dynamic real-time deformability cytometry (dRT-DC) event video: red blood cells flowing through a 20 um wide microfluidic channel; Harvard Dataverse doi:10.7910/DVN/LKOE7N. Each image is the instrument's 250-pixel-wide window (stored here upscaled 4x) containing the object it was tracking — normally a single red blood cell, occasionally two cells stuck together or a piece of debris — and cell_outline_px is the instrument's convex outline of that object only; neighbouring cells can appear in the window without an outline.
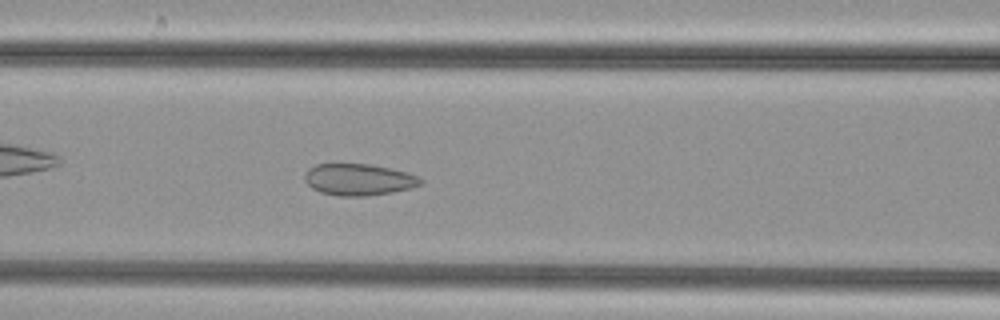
{"species": "common noctule bat (a hibernating species)", "species_latin": "Nyctalus noctula", "temperature_condition": "cold", "stored_images_in_passage": 39, "camera_frame_rate_fps": 3000, "um_per_image_px": 0.085, "animal": {"sex": "female", "body_mass_g": 29.2, "forearm_length_mm": 56.3}, "frame": {"image": 1, "passage_image": 10, "time_ms": 3.0, "image_size_px": [1000, 320], "cell_outline_px": [[424, 184], [412, 188], [392, 192], [368, 196], [340, 196], [320, 192], [312, 188], [304, 180], [304, 176], [308, 168], [316, 164], [368, 164], [388, 168], [404, 172], [416, 176], [424, 180]], "centroid_in_image_um": [30.48, 15.27], "position_along_channel_um": 136.1, "area_um2": 21.33}}
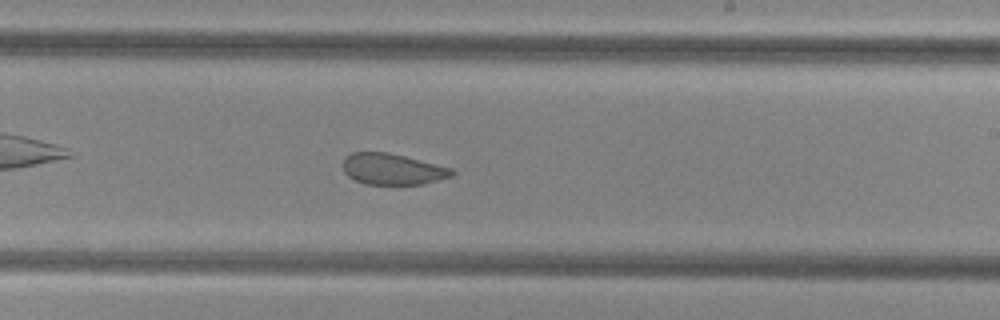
{"frame": {"image": 2, "passage_image": 19, "time_ms": 6.0, "image_size_px": [1000, 320], "cell_outline_px": [[456, 172], [452, 176], [424, 184], [364, 184], [348, 176], [344, 172], [344, 160], [352, 152], [388, 152], [452, 168]], "centroid_in_image_um": [33.38, 14.38], "position_along_channel_um": 255.6, "area_um2": 19.59}}
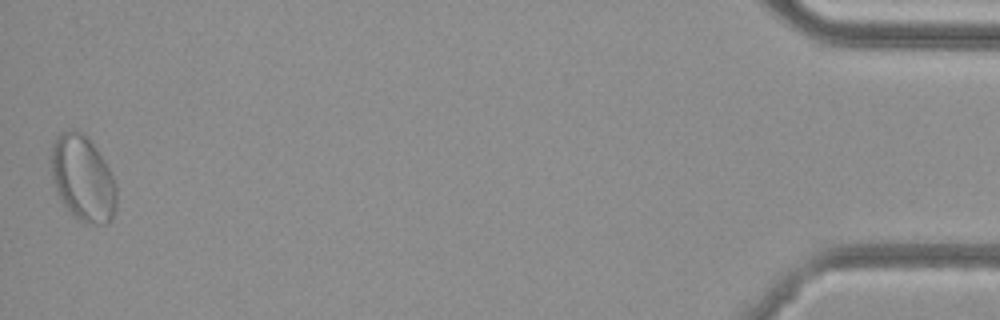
{"frame": {"image": 3, "passage_image": 39, "time_ms": 12.667, "image_size_px": [1000, 320], "cell_outline_px": [[116, 208], [112, 220], [108, 224], [88, 224], [76, 220], [72, 216], [60, 200], [56, 192], [52, 180], [48, 156], [52, 144], [56, 136], [60, 132], [72, 128], [80, 132], [96, 148], [104, 160], [116, 184]], "centroid_in_image_um": [6.99, 15.19], "position_along_channel_um": 428.2, "area_um2": 33.41}}